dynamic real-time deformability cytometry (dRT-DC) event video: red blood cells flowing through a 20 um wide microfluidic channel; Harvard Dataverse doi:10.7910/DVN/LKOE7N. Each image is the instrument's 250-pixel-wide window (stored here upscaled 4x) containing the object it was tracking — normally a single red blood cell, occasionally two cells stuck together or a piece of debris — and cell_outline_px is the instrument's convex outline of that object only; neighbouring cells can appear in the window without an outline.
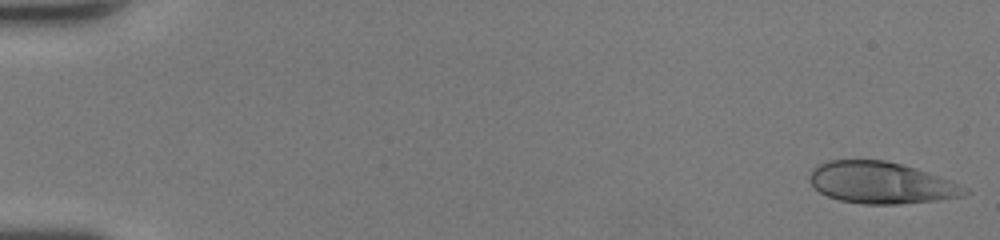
{"species": "human", "species_latin": "Homo sapiens", "temperature_condition": "room temperature", "stored_images_in_passage": 47, "camera_frame_rate_fps": 3000, "um_per_image_px": 0.085, "donor": {"sex": "female"}, "frame": {"image": 1, "passage_image": 1, "time_ms": 0.0, "image_size_px": [1000, 240], "cell_outline_px": [[972, 192], [960, 196], [940, 200], [896, 204], [864, 204], [840, 200], [828, 196], [812, 188], [808, 180], [808, 176], [812, 168], [828, 160], [884, 160], [916, 168], [952, 180], [968, 188]], "centroid_in_image_um": [74.89, 15.53], "position_along_channel_um": 10.1, "area_um2": 37.92}}
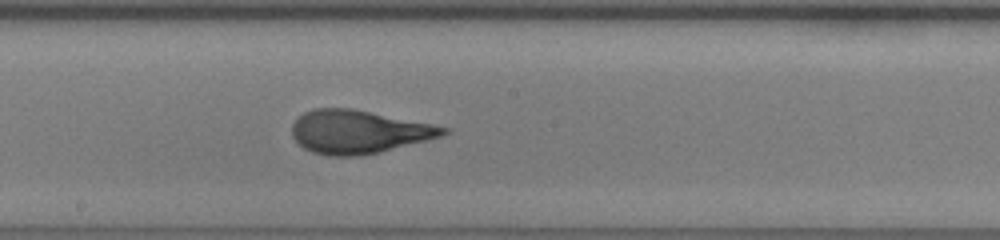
{"frame": {"image": 2, "passage_image": 27, "time_ms": 8.667, "image_size_px": [1000, 240], "cell_outline_px": [[452, 132], [444, 136], [380, 152], [360, 156], [328, 156], [312, 152], [304, 148], [292, 136], [292, 124], [304, 112], [312, 108], [352, 108], [452, 128]], "centroid_in_image_um": [30.52, 11.2], "position_along_channel_um": 217.7, "area_um2": 38.38}}
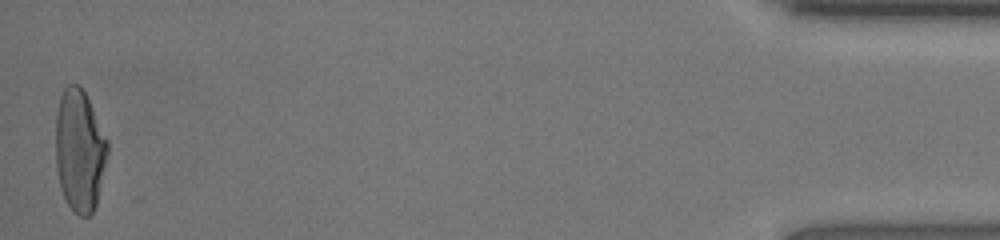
{"frame": {"image": 3, "passage_image": 47, "time_ms": 15.333, "image_size_px": [1000, 240], "cell_outline_px": [[108, 152], [96, 204], [92, 212], [88, 216], [80, 216], [64, 200], [60, 188], [56, 168], [56, 112], [60, 96], [64, 88], [68, 84], [80, 84], [108, 140]], "centroid_in_image_um": [6.75, 12.78], "position_along_channel_um": 428.5, "area_um2": 36.82}, "authors_computed_cell_mechanics": {"area_um2": 37.3388, "velocity_mm_per_s": 4.451, "shape_relaxation_time_tau1_ms": 6.8181, "shape_relaxation_time_tau2_ms": null, "deformation_change_tau1": 0.3036, "deformation_change_tau2": null}}